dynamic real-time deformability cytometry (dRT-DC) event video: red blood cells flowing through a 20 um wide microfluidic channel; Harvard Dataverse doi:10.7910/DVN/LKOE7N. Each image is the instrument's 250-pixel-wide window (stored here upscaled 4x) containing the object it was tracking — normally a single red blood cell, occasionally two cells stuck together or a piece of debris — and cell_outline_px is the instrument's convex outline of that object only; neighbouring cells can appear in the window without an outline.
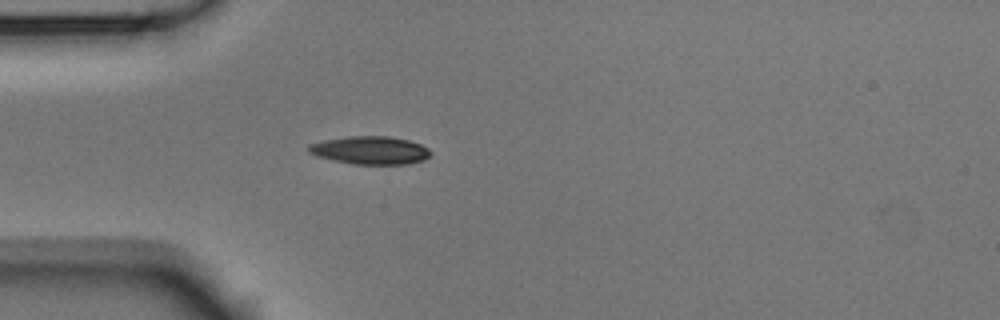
{"species": "Egyptian fruit bat (a non-hibernating species)", "species_latin": "Rousettus aegyptiacus", "temperature_condition": "room temperature", "stored_images_in_passage": 3, "camera_frame_rate_fps": 3000, "um_per_image_px": 0.085, "animal": {"sex": "male"}, "frame": {"image": 1, "passage_image": 3, "time_ms": 0.667, "image_size_px": [1000, 320], "cell_outline_px": [[432, 152], [424, 160], [404, 164], [356, 164], [336, 160], [320, 156], [308, 152], [308, 144], [324, 140], [348, 136], [388, 136], [408, 140], [420, 144], [428, 148]], "centroid_in_image_um": [31.49, 12.76], "position_along_channel_um": 53.5, "area_um2": 19.65}}